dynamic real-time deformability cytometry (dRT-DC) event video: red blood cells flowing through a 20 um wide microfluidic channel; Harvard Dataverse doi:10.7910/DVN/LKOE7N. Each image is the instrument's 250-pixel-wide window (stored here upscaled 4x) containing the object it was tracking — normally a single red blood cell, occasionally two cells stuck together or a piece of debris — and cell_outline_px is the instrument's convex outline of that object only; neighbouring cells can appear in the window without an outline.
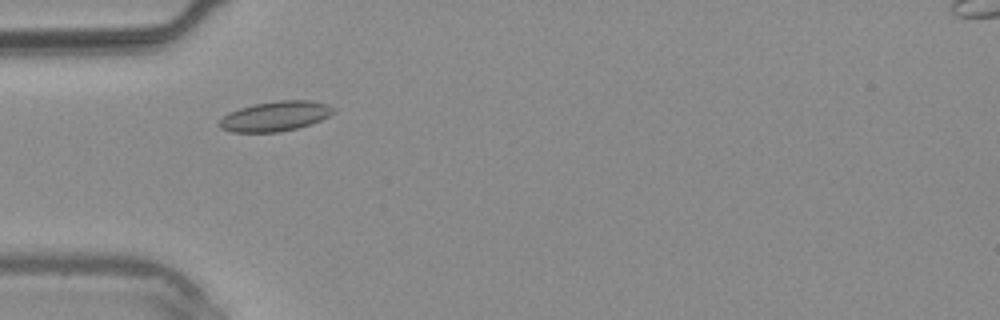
{"species": "common noctule bat (a hibernating species)", "species_latin": "Nyctalus noctula", "temperature_condition": "warm", "stored_images_in_passage": 3, "camera_frame_rate_fps": 3000, "um_per_image_px": 0.085, "animal": {"sex": "male", "body_mass_g": 20.4}, "frame": {"image": 1, "passage_image": 3, "time_ms": 2.333, "image_size_px": [1000, 320], "cell_outline_px": [[336, 112], [320, 120], [296, 128], [280, 132], [232, 132], [220, 128], [216, 124], [224, 116], [240, 108], [256, 104], [280, 100], [308, 100], [328, 104], [336, 108]], "centroid_in_image_um": [23.42, 9.88], "position_along_channel_um": 61.6, "area_um2": 19.71}}